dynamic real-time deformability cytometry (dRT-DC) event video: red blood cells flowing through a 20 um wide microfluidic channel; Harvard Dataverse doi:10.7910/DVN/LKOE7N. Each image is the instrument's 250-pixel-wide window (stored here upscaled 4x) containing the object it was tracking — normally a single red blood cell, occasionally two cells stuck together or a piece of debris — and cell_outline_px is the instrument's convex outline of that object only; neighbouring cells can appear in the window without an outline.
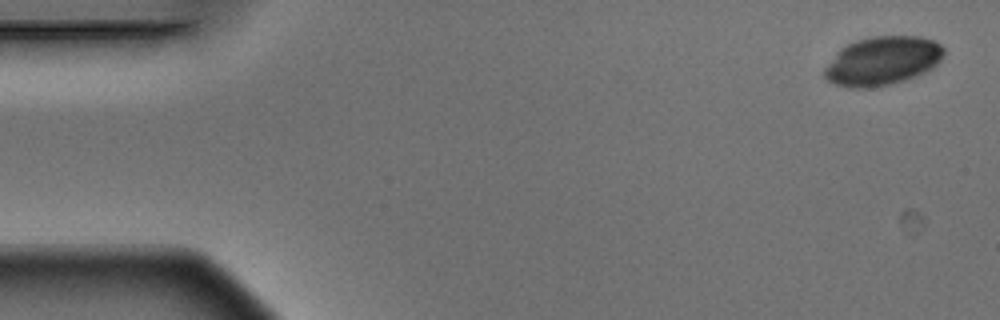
{"species": "Egyptian fruit bat (a non-hibernating species)", "species_latin": "Rousettus aegyptiacus", "temperature_condition": "warm", "stored_images_in_passage": 4, "camera_frame_rate_fps": 3000, "um_per_image_px": 0.085, "animal": {"sex": "male"}, "frame": {"image": 1, "passage_image": 1, "time_ms": 0.0, "image_size_px": [1000, 320], "cell_outline_px": [[944, 56], [932, 68], [924, 72], [904, 80], [888, 84], [868, 88], [852, 88], [836, 84], [828, 80], [824, 76], [824, 68], [836, 52], [840, 48], [856, 40], [872, 36], [920, 36], [936, 40], [944, 48]], "centroid_in_image_um": [75.01, 5.15], "position_along_channel_um": 10.0, "area_um2": 33.87}}
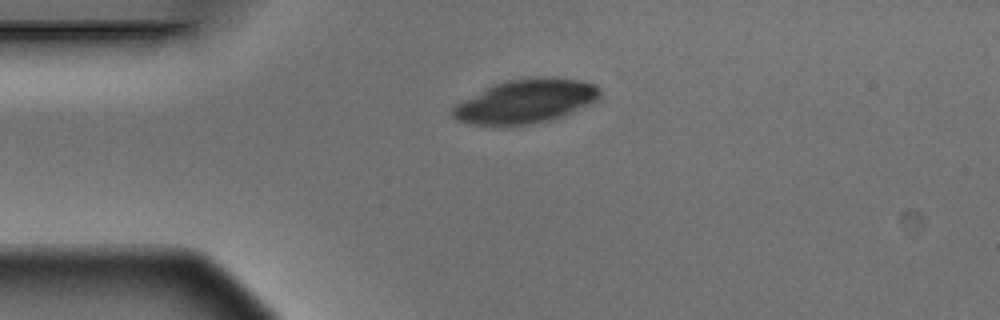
{"frame": {"image": 2, "passage_image": 4, "time_ms": 1.0, "image_size_px": [1000, 320], "cell_outline_px": [[600, 100], [592, 104], [560, 116], [548, 120], [528, 124], [472, 124], [456, 120], [448, 112], [456, 104], [492, 84], [508, 80], [544, 76], [580, 80], [596, 84], [600, 88]], "centroid_in_image_um": [44.71, 8.58], "position_along_channel_um": 40.3, "area_um2": 37.45}}